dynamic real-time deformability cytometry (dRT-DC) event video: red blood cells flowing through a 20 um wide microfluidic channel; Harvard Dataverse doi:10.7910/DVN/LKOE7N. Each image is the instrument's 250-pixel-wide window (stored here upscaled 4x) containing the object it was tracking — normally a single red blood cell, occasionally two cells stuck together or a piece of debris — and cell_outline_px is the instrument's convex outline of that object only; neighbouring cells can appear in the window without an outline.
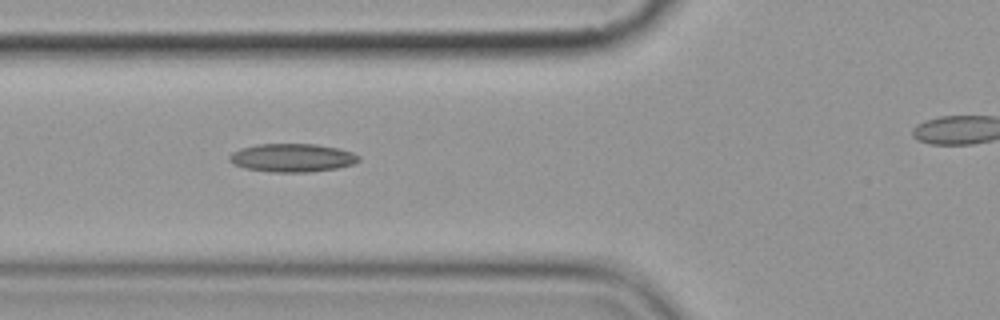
{"species": "common noctule bat (a hibernating species)", "species_latin": "Nyctalus noctula", "temperature_condition": "cold", "stored_images_in_passage": 11, "segment_of_instrument_passage": [1, 2], "camera_frame_rate_fps": 3000, "um_per_image_px": 0.085, "animal": {"sex": "female", "body_mass_g": 19.9}, "frame": {"image": 1, "passage_image": 7, "time_ms": 7.0, "image_size_px": [1000, 320], "cell_outline_px": [[360, 160], [352, 164], [336, 168], [308, 172], [268, 172], [244, 168], [232, 164], [228, 160], [228, 156], [232, 152], [240, 148], [256, 144], [316, 144], [340, 148], [352, 152], [360, 156]], "centroid_in_image_um": [24.8, 13.41], "position_along_channel_um": 101.0, "area_um2": 21.56}}
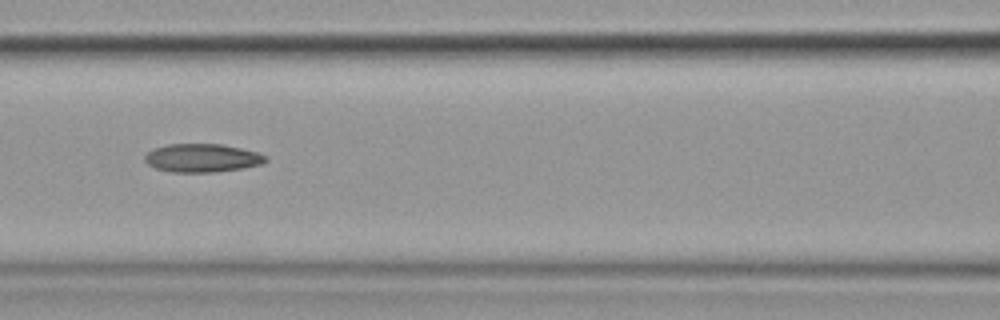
{"frame": {"image": 2, "passage_image": 8, "time_ms": 8.333, "image_size_px": [1000, 320], "cell_outline_px": [[268, 160], [260, 164], [244, 168], [212, 172], [172, 172], [156, 168], [148, 164], [144, 160], [144, 156], [148, 152], [156, 148], [168, 144], [220, 144], [240, 148], [256, 152], [268, 156]], "centroid_in_image_um": [17.19, 13.43], "position_along_channel_um": 149.4, "area_um2": 19.83}}
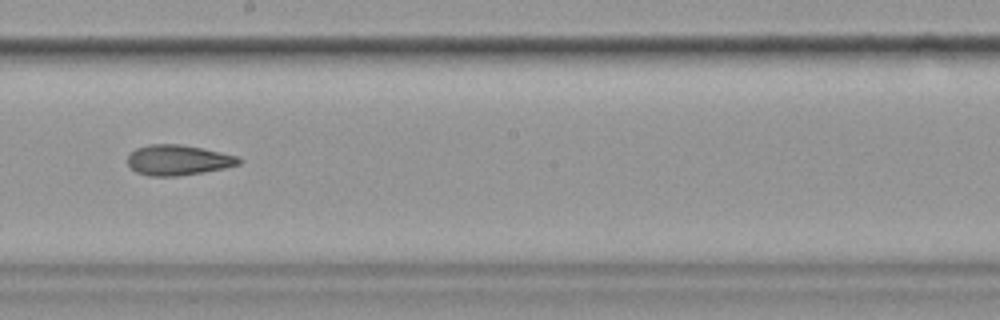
{"frame": {"image": 3, "passage_image": 10, "time_ms": 10.667, "image_size_px": [1000, 320], "cell_outline_px": [[244, 160], [240, 164], [224, 168], [204, 172], [180, 176], [148, 176], [136, 172], [128, 164], [128, 156], [136, 148], [148, 144], [180, 144], [204, 148], [240, 156]], "centroid_in_image_um": [15.19, 13.6], "position_along_channel_um": 233.0, "area_um2": 19.94}}